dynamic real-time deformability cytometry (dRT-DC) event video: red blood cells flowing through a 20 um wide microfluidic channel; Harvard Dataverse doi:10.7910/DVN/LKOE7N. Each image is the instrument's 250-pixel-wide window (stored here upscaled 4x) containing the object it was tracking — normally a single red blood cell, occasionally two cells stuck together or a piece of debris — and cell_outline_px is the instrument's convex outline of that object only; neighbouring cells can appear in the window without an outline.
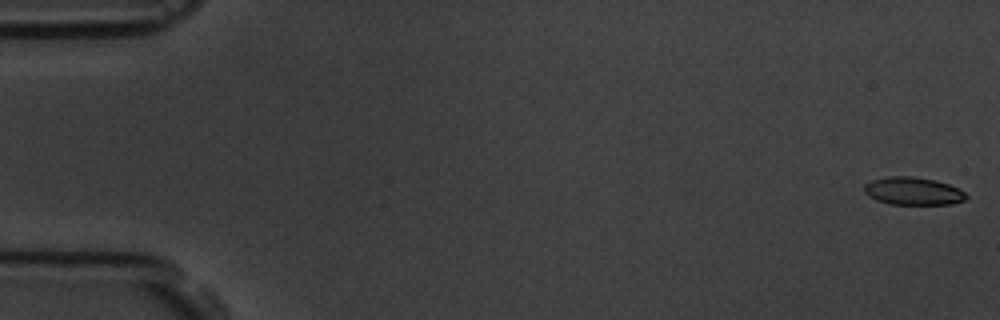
{"species": "common noctule bat (a hibernating species)", "species_latin": "Nyctalus noctula", "temperature_condition": "room temperature", "stored_images_in_passage": 5, "camera_frame_rate_fps": 3000, "um_per_image_px": 0.085, "animal": {"sex": "male", "body_mass_g": 19.5, "forearm_length_mm": 54.6}, "frame": {"image": 1, "passage_image": 1, "time_ms": 0.0, "image_size_px": [1000, 320], "cell_outline_px": [[968, 196], [964, 200], [952, 204], [888, 204], [876, 200], [868, 196], [864, 192], [864, 184], [872, 180], [888, 176], [912, 176], [936, 180], [948, 184], [964, 192]], "centroid_in_image_um": [77.58, 16.24], "position_along_channel_um": 7.4, "area_um2": 16.53}}